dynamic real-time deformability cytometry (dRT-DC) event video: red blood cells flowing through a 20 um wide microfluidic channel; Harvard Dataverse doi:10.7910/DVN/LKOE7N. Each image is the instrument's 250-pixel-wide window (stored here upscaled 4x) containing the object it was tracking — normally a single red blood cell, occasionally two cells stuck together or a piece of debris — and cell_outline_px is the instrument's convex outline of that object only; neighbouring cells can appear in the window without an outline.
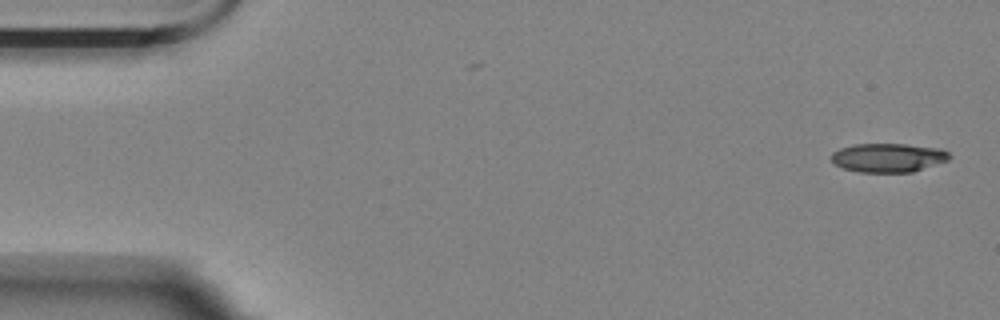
{"species": "Egyptian fruit bat (a non-hibernating species)", "species_latin": "Rousettus aegyptiacus", "temperature_condition": "room temperature", "stored_images_in_passage": 56, "camera_frame_rate_fps": 3000, "um_per_image_px": 0.085, "animal": {"sex": "female"}, "frame": {"image": 1, "passage_image": 1, "time_ms": 0.0, "image_size_px": [1000, 320], "cell_outline_px": [[952, 156], [948, 160], [912, 172], [860, 172], [844, 168], [836, 164], [832, 160], [832, 152], [840, 148], [856, 144], [904, 144], [940, 148], [948, 152]], "centroid_in_image_um": [75.52, 13.4], "position_along_channel_um": 9.5, "area_um2": 19.71}}
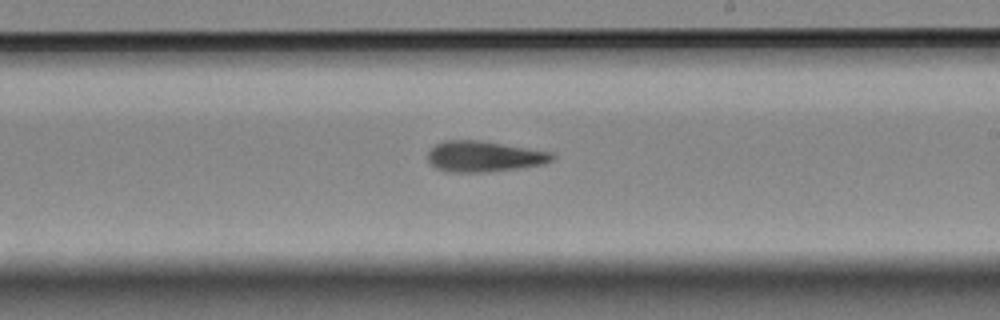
{"frame": {"image": 2, "passage_image": 32, "time_ms": 10.333, "image_size_px": [1000, 320], "cell_outline_px": [[556, 156], [552, 160], [540, 164], [520, 168], [488, 172], [448, 172], [436, 168], [428, 160], [428, 152], [436, 144], [444, 140], [480, 140], [552, 152]], "centroid_in_image_um": [41.13, 13.3], "position_along_channel_um": 247.9, "area_um2": 22.25}}
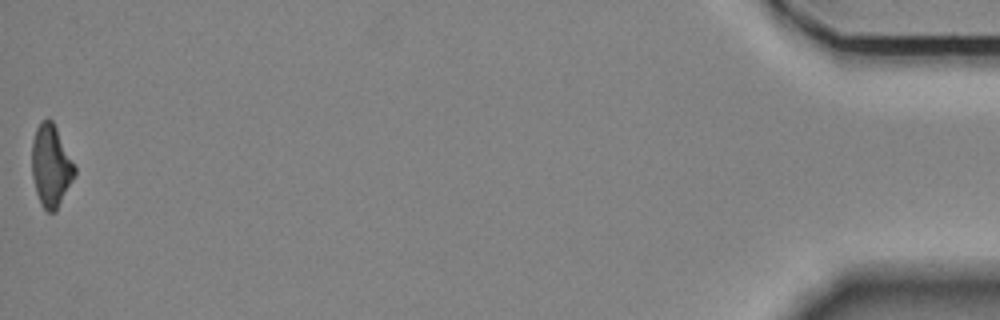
{"frame": {"image": 3, "passage_image": 56, "time_ms": 18.333, "image_size_px": [1000, 320], "cell_outline_px": [[76, 172], [56, 212], [48, 212], [40, 204], [36, 192], [32, 176], [32, 140], [36, 128], [40, 120], [48, 116], [52, 120], [76, 168]], "centroid_in_image_um": [4.31, 14.08], "position_along_channel_um": 430.9, "area_um2": 20.4}, "authors_computed_cell_mechanics": {"area_um2": 21.097, "velocity_mm_per_s": 3.4904, "shape_relaxation_time_tau1_ms": 9.0883, "shape_relaxation_time_tau2_ms": 10.6586, "deformation_change_tau1": 0.231, "deformation_change_tau2": 0.244}}